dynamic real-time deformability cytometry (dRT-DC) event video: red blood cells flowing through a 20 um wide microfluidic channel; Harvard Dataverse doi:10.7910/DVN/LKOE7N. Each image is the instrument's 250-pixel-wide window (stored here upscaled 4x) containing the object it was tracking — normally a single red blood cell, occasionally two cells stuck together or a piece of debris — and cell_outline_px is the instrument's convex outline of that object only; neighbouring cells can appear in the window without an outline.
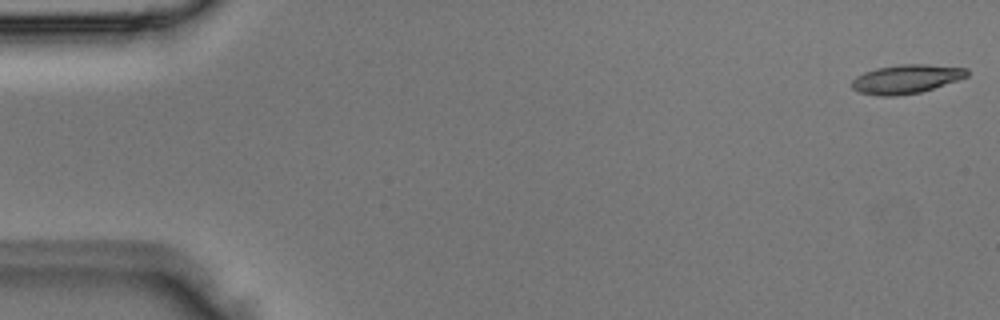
{"species": "Egyptian fruit bat (a non-hibernating species)", "species_latin": "Rousettus aegyptiacus", "temperature_condition": "room temperature", "stored_images_in_passage": 4, "camera_frame_rate_fps": 3000, "um_per_image_px": 0.085, "animal": {"sex": "male"}, "frame": {"image": 1, "passage_image": 1, "time_ms": 0.0, "image_size_px": [1000, 320], "cell_outline_px": [[968, 76], [920, 92], [896, 96], [876, 96], [860, 92], [852, 88], [852, 80], [856, 76], [864, 72], [876, 68], [900, 64], [928, 64], [968, 68]], "centroid_in_image_um": [77.0, 6.71], "position_along_channel_um": 8.0, "area_um2": 19.31}}